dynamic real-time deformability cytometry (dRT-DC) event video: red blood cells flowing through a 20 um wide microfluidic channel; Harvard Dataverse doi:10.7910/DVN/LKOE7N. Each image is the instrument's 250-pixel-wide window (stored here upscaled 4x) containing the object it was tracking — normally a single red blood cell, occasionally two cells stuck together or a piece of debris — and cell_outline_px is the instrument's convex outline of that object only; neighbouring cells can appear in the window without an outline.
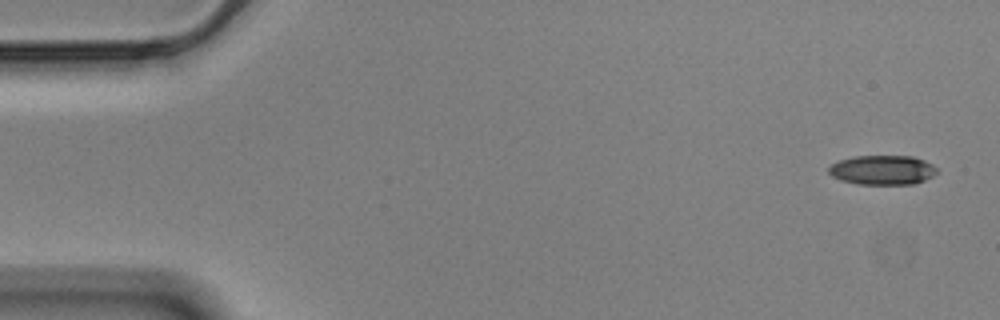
{"species": "Egyptian fruit bat (a non-hibernating species)", "species_latin": "Rousettus aegyptiacus", "temperature_condition": "cold", "stored_images_in_passage": 55, "camera_frame_rate_fps": 3000, "um_per_image_px": 0.085, "animal": {"sex": "male"}, "frame": {"image": 1, "passage_image": 1, "time_ms": 0.0, "image_size_px": [1000, 320], "cell_outline_px": [[936, 172], [932, 176], [924, 180], [912, 184], [856, 184], [840, 180], [832, 176], [828, 172], [828, 168], [832, 164], [840, 160], [852, 156], [912, 156], [924, 160], [932, 164], [936, 168]], "centroid_in_image_um": [74.98, 14.45], "position_along_channel_um": 10.0, "area_um2": 18.55}}
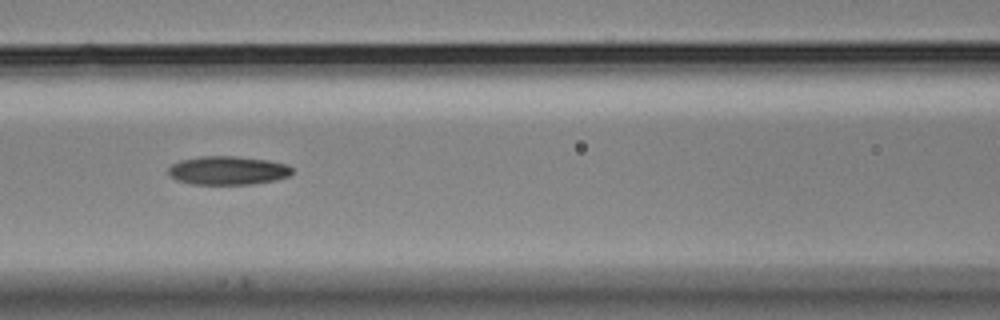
{"frame": {"image": 2, "passage_image": 23, "time_ms": 7.333, "image_size_px": [1000, 320], "cell_outline_px": [[292, 172], [288, 176], [276, 180], [252, 184], [192, 184], [176, 180], [168, 176], [168, 168], [172, 164], [180, 160], [200, 156], [232, 156], [268, 160], [288, 164], [292, 168]], "centroid_in_image_um": [19.34, 14.49], "position_along_channel_um": 147.3, "area_um2": 20.75}}
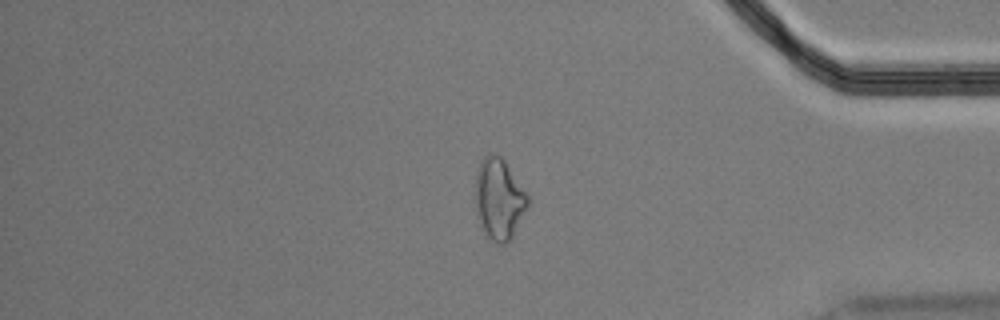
{"frame": {"image": 3, "passage_image": 46, "time_ms": 15.0, "image_size_px": [1000, 320], "cell_outline_px": [[528, 204], [512, 236], [504, 244], [500, 244], [492, 240], [488, 236], [476, 212], [476, 172], [484, 156], [488, 152], [492, 152], [500, 156], [504, 160], [528, 196]], "centroid_in_image_um": [42.4, 16.86], "position_along_channel_um": 392.8, "area_um2": 23.99}, "authors_computed_cell_mechanics": {"area_um2": 20.6346, "velocity_mm_per_s": 3.5364, "shape_relaxation_time_tau1_ms": 6.3509, "shape_relaxation_time_tau2_ms": 5.718, "deformation_change_tau1": 0.1617, "deformation_change_tau2": 0.1336}}